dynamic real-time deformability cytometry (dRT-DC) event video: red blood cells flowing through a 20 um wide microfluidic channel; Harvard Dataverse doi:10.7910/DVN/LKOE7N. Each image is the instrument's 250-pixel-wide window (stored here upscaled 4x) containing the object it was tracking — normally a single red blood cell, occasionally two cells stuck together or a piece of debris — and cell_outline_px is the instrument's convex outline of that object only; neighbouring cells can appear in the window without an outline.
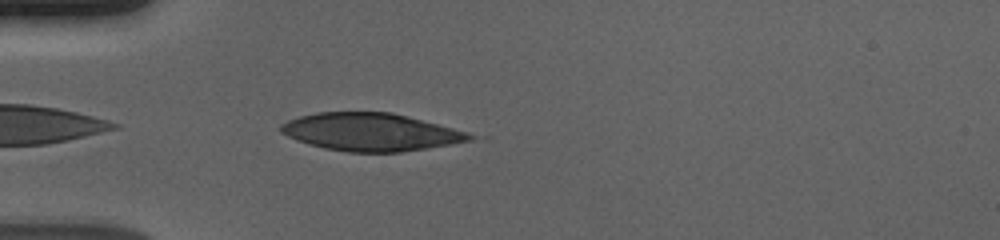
{"species": "human", "species_latin": "Homo sapiens", "temperature_condition": "cold", "stored_images_in_passage": 26, "camera_frame_rate_fps": 3000, "um_per_image_px": 0.085, "donor": {"sex": "male"}, "frame": {"image": 1, "passage_image": 2, "time_ms": 0.333, "image_size_px": [1000, 240], "cell_outline_px": [[476, 136], [472, 140], [400, 152], [348, 152], [324, 148], [308, 144], [296, 140], [280, 132], [280, 124], [288, 120], [300, 116], [316, 112], [392, 112], [468, 132]], "centroid_in_image_um": [31.46, 11.22], "position_along_channel_um": 53.5, "area_um2": 41.27}}
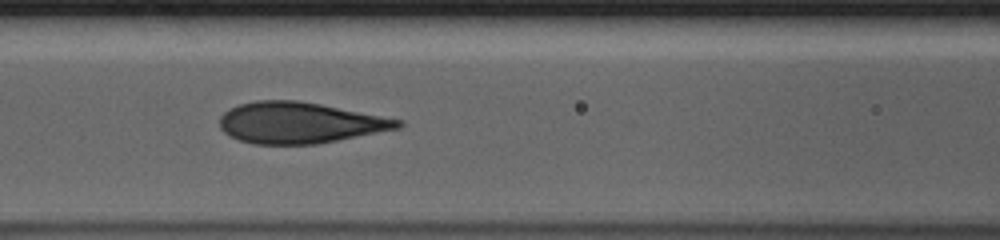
{"frame": {"image": 2, "passage_image": 10, "time_ms": 3.0, "image_size_px": [1000, 240], "cell_outline_px": [[404, 124], [400, 128], [316, 144], [256, 144], [240, 140], [224, 132], [220, 128], [220, 116], [224, 112], [240, 104], [256, 100], [296, 100], [320, 104], [404, 120]], "centroid_in_image_um": [25.48, 10.43], "position_along_channel_um": 141.1, "area_um2": 42.37}}
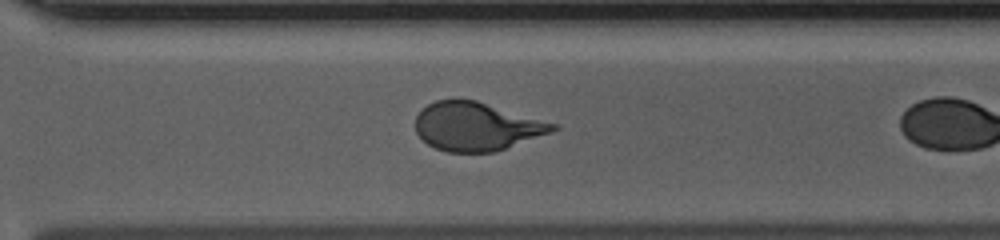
{"frame": {"image": 3, "passage_image": 22, "time_ms": 7.0, "image_size_px": [1000, 240], "cell_outline_px": [[560, 128], [552, 132], [492, 152], [448, 152], [436, 148], [428, 144], [416, 132], [416, 116], [428, 104], [436, 100], [476, 100], [560, 124]], "centroid_in_image_um": [40.54, 10.74], "position_along_channel_um": 330.1, "area_um2": 38.49}}